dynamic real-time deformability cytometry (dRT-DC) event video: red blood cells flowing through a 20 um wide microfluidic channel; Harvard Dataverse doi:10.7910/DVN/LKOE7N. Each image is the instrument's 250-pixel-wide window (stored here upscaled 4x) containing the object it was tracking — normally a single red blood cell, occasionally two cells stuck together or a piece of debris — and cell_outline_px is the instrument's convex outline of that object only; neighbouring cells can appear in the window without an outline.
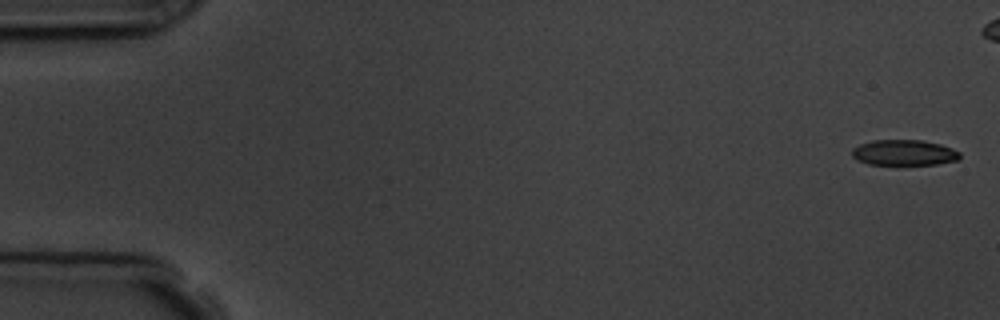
{"species": "common noctule bat (a hibernating species)", "species_latin": "Nyctalus noctula", "temperature_condition": "room temperature", "stored_images_in_passage": 6, "camera_frame_rate_fps": 3000, "um_per_image_px": 0.085, "animal": {"sex": "male", "body_mass_g": 19.5, "forearm_length_mm": 54.6}, "frame": {"image": 1, "passage_image": 1, "time_ms": 0.0, "image_size_px": [1000, 320], "cell_outline_px": [[960, 160], [936, 164], [868, 164], [856, 160], [852, 156], [852, 148], [860, 144], [872, 140], [920, 140], [940, 144], [952, 148], [960, 152]], "centroid_in_image_um": [76.84, 12.97], "position_along_channel_um": 8.2, "area_um2": 16.13}}